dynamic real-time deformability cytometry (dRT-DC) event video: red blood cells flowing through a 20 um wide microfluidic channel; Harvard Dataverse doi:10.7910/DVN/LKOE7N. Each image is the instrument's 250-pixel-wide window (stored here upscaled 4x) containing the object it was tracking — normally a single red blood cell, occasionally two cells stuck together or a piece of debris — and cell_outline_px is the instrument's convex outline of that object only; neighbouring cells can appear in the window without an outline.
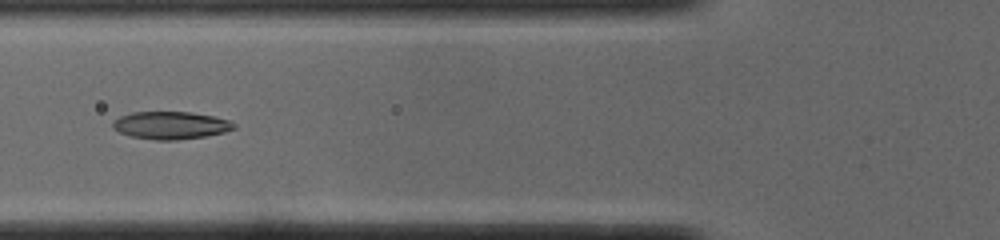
{"species": "common noctule bat (a hibernating species)", "species_latin": "Nyctalus noctula", "temperature_condition": "cold", "stored_images_in_passage": 50, "segment_of_instrument_passage": [1, 2], "camera_frame_rate_fps": 3000, "um_per_image_px": 0.085, "animal": {"sex": "male", "body_mass_g": 19.0, "forearm_length_mm": 50.8}, "frame": {"image": 1, "passage_image": 19, "time_ms": 6.0, "image_size_px": [1000, 240], "cell_outline_px": [[236, 128], [224, 132], [204, 136], [176, 140], [156, 140], [132, 136], [120, 132], [112, 128], [112, 120], [120, 116], [132, 112], [188, 112], [212, 116], [228, 120], [236, 124]], "centroid_in_image_um": [14.48, 10.65], "position_along_channel_um": 111.3, "area_um2": 19.36}}
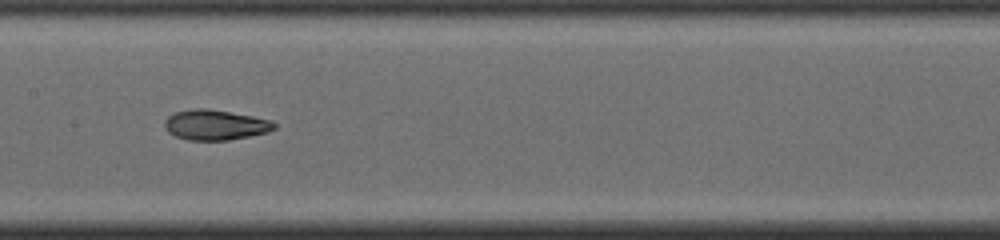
{"frame": {"image": 2, "passage_image": 25, "time_ms": 8.0, "image_size_px": [1000, 240], "cell_outline_px": [[276, 128], [268, 132], [228, 140], [188, 140], [176, 136], [168, 132], [164, 124], [164, 120], [168, 116], [176, 112], [192, 108], [204, 108], [252, 116], [272, 120], [276, 124]], "centroid_in_image_um": [18.29, 10.61], "position_along_channel_um": 189.1, "area_um2": 19.19}}
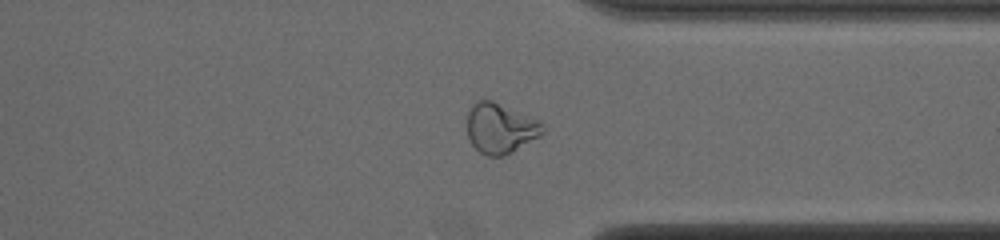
{"frame": {"image": 3, "passage_image": 39, "time_ms": 12.667, "image_size_px": [1000, 240], "cell_outline_px": [[544, 132], [540, 136], [512, 152], [500, 156], [488, 156], [480, 152], [468, 140], [468, 112], [472, 104], [476, 100], [492, 100], [536, 120], [544, 128]], "centroid_in_image_um": [42.49, 10.91], "position_along_channel_um": 368.9, "area_um2": 21.68}}